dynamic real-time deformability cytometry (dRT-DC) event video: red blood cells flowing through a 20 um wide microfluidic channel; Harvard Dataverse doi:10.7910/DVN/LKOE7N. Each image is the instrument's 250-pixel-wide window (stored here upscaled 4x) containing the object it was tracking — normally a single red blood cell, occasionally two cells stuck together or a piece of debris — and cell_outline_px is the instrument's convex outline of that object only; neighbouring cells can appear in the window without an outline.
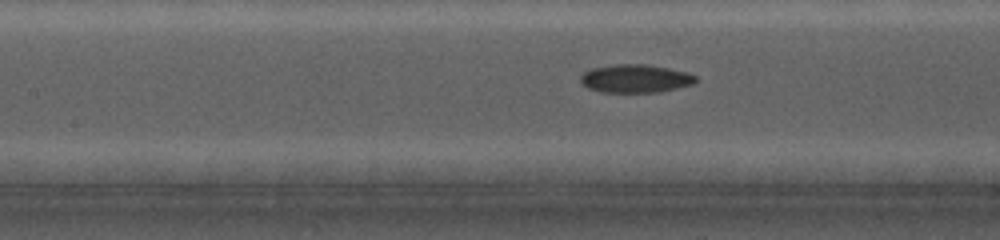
{"species": "common noctule bat (a hibernating species)", "species_latin": "Nyctalus noctula", "temperature_condition": "cold", "stored_images_in_passage": 61, "camera_frame_rate_fps": 5000, "um_per_image_px": 0.085, "animal": {"sex": "female", "body_mass_g": 19.0, "forearm_length_mm": 56.7}, "frame": {"image": 1, "passage_image": 23, "time_ms": 3.4, "image_size_px": [1000, 240], "cell_outline_px": [[696, 80], [692, 84], [660, 92], [600, 92], [588, 88], [580, 84], [580, 76], [584, 72], [592, 68], [616, 64], [644, 64], [668, 68], [688, 72], [696, 76]], "centroid_in_image_um": [53.97, 6.68], "position_along_channel_um": 153.4, "area_um2": 18.96}}
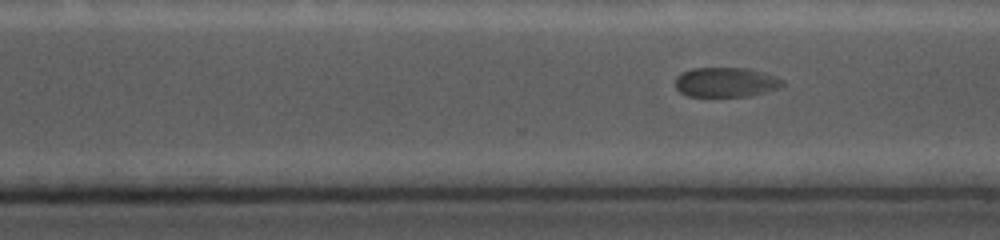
{"frame": {"image": 2, "passage_image": 51, "time_ms": 7.6, "image_size_px": [1000, 240], "cell_outline_px": [[784, 84], [780, 88], [748, 96], [688, 96], [680, 92], [676, 88], [676, 76], [692, 68], [748, 68], [764, 72], [776, 76], [784, 80]], "centroid_in_image_um": [61.72, 6.98], "position_along_channel_um": 308.9, "area_um2": 18.55}}
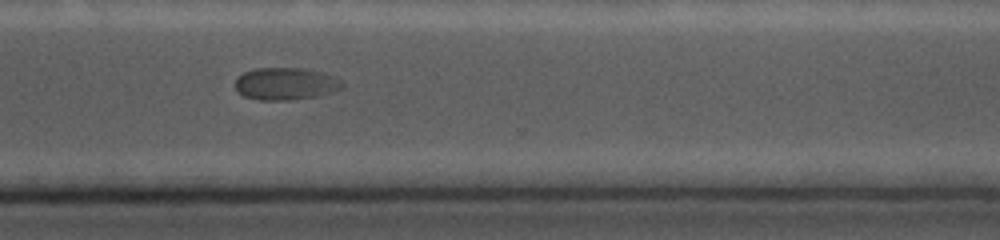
{"frame": {"image": 3, "passage_image": 57, "time_ms": 8.6, "image_size_px": [1000, 240], "cell_outline_px": [[344, 88], [332, 92], [316, 96], [292, 100], [260, 100], [244, 96], [236, 92], [236, 76], [244, 72], [256, 68], [304, 68], [320, 72], [332, 76], [340, 80], [344, 84]], "centroid_in_image_um": [24.26, 7.12], "position_along_channel_um": 346.3, "area_um2": 20.23}}